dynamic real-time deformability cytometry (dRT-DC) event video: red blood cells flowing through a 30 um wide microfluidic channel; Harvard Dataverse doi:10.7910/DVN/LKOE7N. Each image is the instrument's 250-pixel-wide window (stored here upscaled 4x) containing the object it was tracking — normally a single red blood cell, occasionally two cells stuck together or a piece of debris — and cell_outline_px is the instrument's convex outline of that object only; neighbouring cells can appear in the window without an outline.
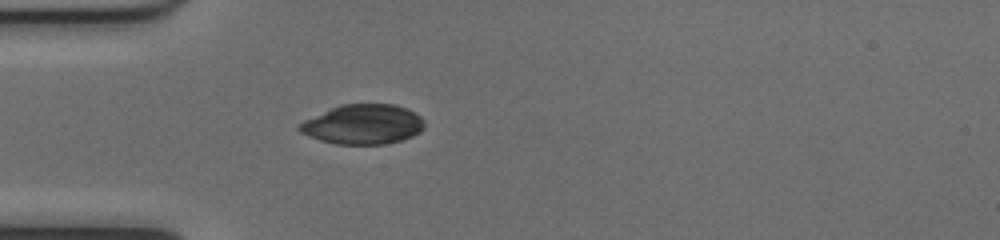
{"species": "common noctule bat (a hibernating species)", "species_latin": "Nyctalus noctula", "temperature_condition": "cold", "stored_images_in_passage": 37, "camera_frame_rate_fps": 3000, "um_per_image_px": 0.085, "animal": {"sex": "female", "body_mass_g": 17.0, "forearm_length_mm": 48.0}, "frame": {"image": 1, "passage_image": 1, "time_ms": 0.0, "image_size_px": [1000, 240], "cell_outline_px": [[424, 128], [420, 132], [412, 136], [400, 140], [384, 144], [336, 144], [320, 140], [308, 136], [300, 132], [296, 128], [304, 120], [340, 104], [396, 104], [420, 116], [424, 120]], "centroid_in_image_um": [30.84, 10.57], "position_along_channel_um": 54.2, "area_um2": 28.84}}
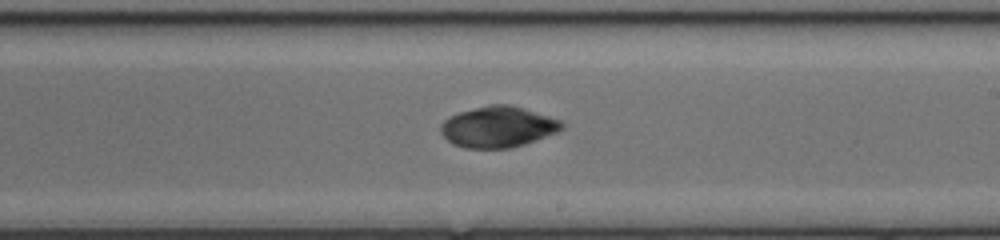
{"frame": {"image": 2, "passage_image": 16, "time_ms": 5.0, "image_size_px": [1000, 240], "cell_outline_px": [[564, 128], [556, 132], [524, 144], [508, 148], [464, 148], [452, 144], [440, 132], [440, 124], [448, 116], [460, 112], [488, 104], [508, 104], [548, 116], [560, 120], [564, 124]], "centroid_in_image_um": [42.28, 10.78], "position_along_channel_um": 246.7, "area_um2": 28.73}}
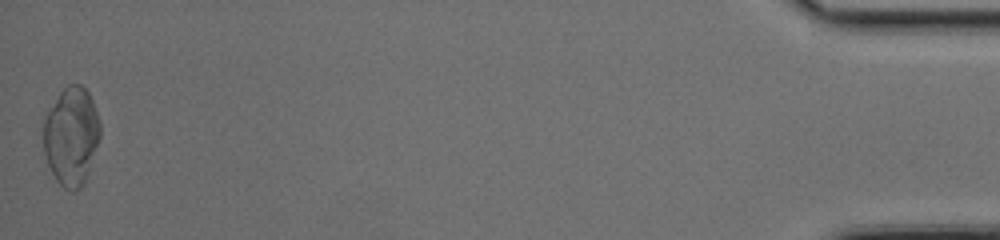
{"frame": {"image": 3, "passage_image": 37, "time_ms": 12.0, "image_size_px": [1000, 240], "cell_outline_px": [[100, 136], [84, 184], [80, 188], [72, 192], [64, 188], [56, 180], [48, 164], [44, 152], [44, 116], [60, 92], [68, 84], [80, 84], [88, 92], [92, 100], [100, 124]], "centroid_in_image_um": [6.05, 11.58], "position_along_channel_um": 429.1, "area_um2": 32.25}, "authors_computed_cell_mechanics": {"area_um2": 29.2468, "velocity_mm_per_s": 4.0025, "shape_relaxation_time_tau1_ms": 8.6097, "shape_relaxation_time_tau2_ms": 4.347, "deformation_change_tau1": 0.1986, "deformation_change_tau2": 0.037}}